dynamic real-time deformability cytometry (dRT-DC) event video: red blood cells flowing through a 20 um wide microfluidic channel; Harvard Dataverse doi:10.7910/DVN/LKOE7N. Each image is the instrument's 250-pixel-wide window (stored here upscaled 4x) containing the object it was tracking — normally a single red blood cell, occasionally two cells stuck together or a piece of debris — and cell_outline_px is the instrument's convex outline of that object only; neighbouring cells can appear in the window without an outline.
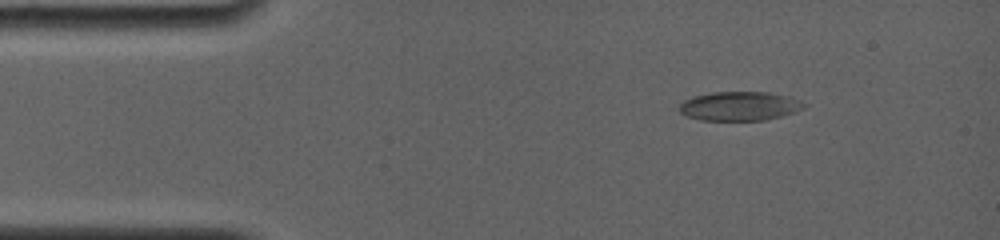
{"species": "common noctule bat (a hibernating species)", "species_latin": "Nyctalus noctula", "temperature_condition": "room temperature", "stored_images_in_passage": 4, "camera_frame_rate_fps": 4000, "um_per_image_px": 0.085, "animal": {"sex": "female", "body_mass_g": 19.0, "forearm_length_mm": 56.7}, "frame": {"image": 1, "passage_image": 2, "time_ms": 1.25, "image_size_px": [1000, 240], "cell_outline_px": [[808, 104], [792, 112], [780, 116], [764, 120], [700, 120], [688, 116], [680, 112], [680, 104], [684, 100], [692, 96], [712, 92], [768, 92], [788, 96], [800, 100]], "centroid_in_image_um": [62.84, 9.01], "position_along_channel_um": 22.2, "area_um2": 20.92}}